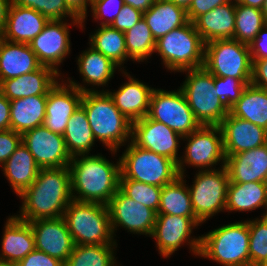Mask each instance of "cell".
I'll list each match as a JSON object with an SVG mask.
<instances>
[{"label":"cell","instance_id":"6da1fadb","mask_svg":"<svg viewBox=\"0 0 267 266\" xmlns=\"http://www.w3.org/2000/svg\"><path fill=\"white\" fill-rule=\"evenodd\" d=\"M19 197L22 206L15 216L23 221L62 217L73 200L69 168L40 169L35 181Z\"/></svg>","mask_w":267,"mask_h":266},{"label":"cell","instance_id":"7a4b0ae2","mask_svg":"<svg viewBox=\"0 0 267 266\" xmlns=\"http://www.w3.org/2000/svg\"><path fill=\"white\" fill-rule=\"evenodd\" d=\"M89 155L73 156L68 166L72 199L107 205L119 189L120 159L115 164L101 154Z\"/></svg>","mask_w":267,"mask_h":266},{"label":"cell","instance_id":"3957f363","mask_svg":"<svg viewBox=\"0 0 267 266\" xmlns=\"http://www.w3.org/2000/svg\"><path fill=\"white\" fill-rule=\"evenodd\" d=\"M84 108L95 140L116 154L131 141L132 122L122 114L106 91L83 92Z\"/></svg>","mask_w":267,"mask_h":266},{"label":"cell","instance_id":"277c9868","mask_svg":"<svg viewBox=\"0 0 267 266\" xmlns=\"http://www.w3.org/2000/svg\"><path fill=\"white\" fill-rule=\"evenodd\" d=\"M248 220L233 222L200 236L198 256L222 266H250Z\"/></svg>","mask_w":267,"mask_h":266},{"label":"cell","instance_id":"5b68a950","mask_svg":"<svg viewBox=\"0 0 267 266\" xmlns=\"http://www.w3.org/2000/svg\"><path fill=\"white\" fill-rule=\"evenodd\" d=\"M63 217L75 245H117L107 205L72 200Z\"/></svg>","mask_w":267,"mask_h":266},{"label":"cell","instance_id":"8992f818","mask_svg":"<svg viewBox=\"0 0 267 266\" xmlns=\"http://www.w3.org/2000/svg\"><path fill=\"white\" fill-rule=\"evenodd\" d=\"M204 47L193 22L173 29L156 41L155 53L171 72L203 67Z\"/></svg>","mask_w":267,"mask_h":266},{"label":"cell","instance_id":"52a82bcc","mask_svg":"<svg viewBox=\"0 0 267 266\" xmlns=\"http://www.w3.org/2000/svg\"><path fill=\"white\" fill-rule=\"evenodd\" d=\"M120 179L163 187L178 176L177 164L168 157L142 149L131 141L119 157Z\"/></svg>","mask_w":267,"mask_h":266},{"label":"cell","instance_id":"ba28073f","mask_svg":"<svg viewBox=\"0 0 267 266\" xmlns=\"http://www.w3.org/2000/svg\"><path fill=\"white\" fill-rule=\"evenodd\" d=\"M182 72L187 77L180 88L196 120L200 125L219 126L229 109L211 92L215 87L214 76L204 67Z\"/></svg>","mask_w":267,"mask_h":266},{"label":"cell","instance_id":"9c48e42d","mask_svg":"<svg viewBox=\"0 0 267 266\" xmlns=\"http://www.w3.org/2000/svg\"><path fill=\"white\" fill-rule=\"evenodd\" d=\"M203 67L213 76L240 79L251 83L252 60L249 45L234 39L205 43Z\"/></svg>","mask_w":267,"mask_h":266},{"label":"cell","instance_id":"30bf717a","mask_svg":"<svg viewBox=\"0 0 267 266\" xmlns=\"http://www.w3.org/2000/svg\"><path fill=\"white\" fill-rule=\"evenodd\" d=\"M229 174L226 166L211 170H198L193 184L188 185L195 216L204 223L226 210Z\"/></svg>","mask_w":267,"mask_h":266},{"label":"cell","instance_id":"8fae6325","mask_svg":"<svg viewBox=\"0 0 267 266\" xmlns=\"http://www.w3.org/2000/svg\"><path fill=\"white\" fill-rule=\"evenodd\" d=\"M182 140L188 143L185 145L183 157L181 156L177 164L179 176L185 175V165L195 166L199 170H211L215 169L213 166L219 162H221L220 167L226 164L222 131L219 126L201 125Z\"/></svg>","mask_w":267,"mask_h":266},{"label":"cell","instance_id":"7c38bea8","mask_svg":"<svg viewBox=\"0 0 267 266\" xmlns=\"http://www.w3.org/2000/svg\"><path fill=\"white\" fill-rule=\"evenodd\" d=\"M147 116L164 123L182 137L190 135L201 126L180 87L176 91L155 88Z\"/></svg>","mask_w":267,"mask_h":266},{"label":"cell","instance_id":"4fadbf2b","mask_svg":"<svg viewBox=\"0 0 267 266\" xmlns=\"http://www.w3.org/2000/svg\"><path fill=\"white\" fill-rule=\"evenodd\" d=\"M201 224L197 217L157 215L151 237L156 241L158 252L164 258L175 253L185 243L189 245L190 251L198 256L201 238L200 236L192 238L191 234L193 229Z\"/></svg>","mask_w":267,"mask_h":266},{"label":"cell","instance_id":"5bb4252c","mask_svg":"<svg viewBox=\"0 0 267 266\" xmlns=\"http://www.w3.org/2000/svg\"><path fill=\"white\" fill-rule=\"evenodd\" d=\"M71 24L64 20H49L42 32H40L29 44L43 66L53 68L59 72V65L70 54L69 26L78 25L81 28L82 19H72Z\"/></svg>","mask_w":267,"mask_h":266},{"label":"cell","instance_id":"9a60e30c","mask_svg":"<svg viewBox=\"0 0 267 266\" xmlns=\"http://www.w3.org/2000/svg\"><path fill=\"white\" fill-rule=\"evenodd\" d=\"M113 236L120 226L133 234L151 237L157 213L126 196L120 189L107 204Z\"/></svg>","mask_w":267,"mask_h":266},{"label":"cell","instance_id":"2e32d148","mask_svg":"<svg viewBox=\"0 0 267 266\" xmlns=\"http://www.w3.org/2000/svg\"><path fill=\"white\" fill-rule=\"evenodd\" d=\"M182 136L164 123L145 116L132 122L131 142L145 150L170 158L178 164V149Z\"/></svg>","mask_w":267,"mask_h":266},{"label":"cell","instance_id":"e0dca14e","mask_svg":"<svg viewBox=\"0 0 267 266\" xmlns=\"http://www.w3.org/2000/svg\"><path fill=\"white\" fill-rule=\"evenodd\" d=\"M22 143L33 155L40 169L68 167L72 159L63 136L53 133L44 125L25 132Z\"/></svg>","mask_w":267,"mask_h":266},{"label":"cell","instance_id":"ac0fdd59","mask_svg":"<svg viewBox=\"0 0 267 266\" xmlns=\"http://www.w3.org/2000/svg\"><path fill=\"white\" fill-rule=\"evenodd\" d=\"M28 223L33 230L35 249L65 264L75 243L64 217L37 219Z\"/></svg>","mask_w":267,"mask_h":266},{"label":"cell","instance_id":"d6986e66","mask_svg":"<svg viewBox=\"0 0 267 266\" xmlns=\"http://www.w3.org/2000/svg\"><path fill=\"white\" fill-rule=\"evenodd\" d=\"M63 80L48 92L43 122L47 129L60 135H63L69 118L80 107L83 96V92Z\"/></svg>","mask_w":267,"mask_h":266},{"label":"cell","instance_id":"ffe728a7","mask_svg":"<svg viewBox=\"0 0 267 266\" xmlns=\"http://www.w3.org/2000/svg\"><path fill=\"white\" fill-rule=\"evenodd\" d=\"M219 127L222 131L225 156L267 144V130L230 113L223 119Z\"/></svg>","mask_w":267,"mask_h":266},{"label":"cell","instance_id":"44dd1931","mask_svg":"<svg viewBox=\"0 0 267 266\" xmlns=\"http://www.w3.org/2000/svg\"><path fill=\"white\" fill-rule=\"evenodd\" d=\"M122 68L121 72L127 77L128 82L122 84L115 92L107 89L102 91H106L119 111L134 122L148 115L151 95L155 88L132 77L124 67Z\"/></svg>","mask_w":267,"mask_h":266},{"label":"cell","instance_id":"7402d4cb","mask_svg":"<svg viewBox=\"0 0 267 266\" xmlns=\"http://www.w3.org/2000/svg\"><path fill=\"white\" fill-rule=\"evenodd\" d=\"M61 76L53 68L41 66L39 69L21 76L3 80L0 92L10 101L37 95H48Z\"/></svg>","mask_w":267,"mask_h":266},{"label":"cell","instance_id":"603a6c76","mask_svg":"<svg viewBox=\"0 0 267 266\" xmlns=\"http://www.w3.org/2000/svg\"><path fill=\"white\" fill-rule=\"evenodd\" d=\"M77 59L78 70L85 84L78 83L76 80L74 81L69 77L65 81L69 85L79 89L81 92L100 91L96 88H94V90L93 88H88L84 85H92L91 87L98 86V88L99 86H107V83H109L108 81L114 77L116 69L120 68L111 59L104 56L101 52L96 51L91 46L83 51V53L81 52Z\"/></svg>","mask_w":267,"mask_h":266},{"label":"cell","instance_id":"cb8c5ba5","mask_svg":"<svg viewBox=\"0 0 267 266\" xmlns=\"http://www.w3.org/2000/svg\"><path fill=\"white\" fill-rule=\"evenodd\" d=\"M225 166L232 183L265 182L267 177V144L226 156Z\"/></svg>","mask_w":267,"mask_h":266},{"label":"cell","instance_id":"d4e9b609","mask_svg":"<svg viewBox=\"0 0 267 266\" xmlns=\"http://www.w3.org/2000/svg\"><path fill=\"white\" fill-rule=\"evenodd\" d=\"M49 19L32 8L10 5L1 38L14 43L30 44Z\"/></svg>","mask_w":267,"mask_h":266},{"label":"cell","instance_id":"484cf974","mask_svg":"<svg viewBox=\"0 0 267 266\" xmlns=\"http://www.w3.org/2000/svg\"><path fill=\"white\" fill-rule=\"evenodd\" d=\"M35 249L33 230L27 221L10 216L4 225L0 262L17 264Z\"/></svg>","mask_w":267,"mask_h":266},{"label":"cell","instance_id":"4316f807","mask_svg":"<svg viewBox=\"0 0 267 266\" xmlns=\"http://www.w3.org/2000/svg\"><path fill=\"white\" fill-rule=\"evenodd\" d=\"M41 66L29 44L14 43L0 37V83L33 72Z\"/></svg>","mask_w":267,"mask_h":266},{"label":"cell","instance_id":"83f0119b","mask_svg":"<svg viewBox=\"0 0 267 266\" xmlns=\"http://www.w3.org/2000/svg\"><path fill=\"white\" fill-rule=\"evenodd\" d=\"M236 0L218 6L199 16L193 23L204 43L233 39L235 30Z\"/></svg>","mask_w":267,"mask_h":266},{"label":"cell","instance_id":"f1b7e54d","mask_svg":"<svg viewBox=\"0 0 267 266\" xmlns=\"http://www.w3.org/2000/svg\"><path fill=\"white\" fill-rule=\"evenodd\" d=\"M2 169L17 196L32 185L40 171L35 158L23 143L2 165Z\"/></svg>","mask_w":267,"mask_h":266},{"label":"cell","instance_id":"f546056e","mask_svg":"<svg viewBox=\"0 0 267 266\" xmlns=\"http://www.w3.org/2000/svg\"><path fill=\"white\" fill-rule=\"evenodd\" d=\"M47 96L37 95L10 101V129L23 135L43 125Z\"/></svg>","mask_w":267,"mask_h":266},{"label":"cell","instance_id":"4dcf8cb0","mask_svg":"<svg viewBox=\"0 0 267 266\" xmlns=\"http://www.w3.org/2000/svg\"><path fill=\"white\" fill-rule=\"evenodd\" d=\"M143 18L156 41L173 29L188 22L186 10L169 0H156L143 13Z\"/></svg>","mask_w":267,"mask_h":266},{"label":"cell","instance_id":"1f68e13d","mask_svg":"<svg viewBox=\"0 0 267 266\" xmlns=\"http://www.w3.org/2000/svg\"><path fill=\"white\" fill-rule=\"evenodd\" d=\"M261 207L266 210L262 216H267V187L265 182H229L225 211L248 212Z\"/></svg>","mask_w":267,"mask_h":266},{"label":"cell","instance_id":"d6a6232c","mask_svg":"<svg viewBox=\"0 0 267 266\" xmlns=\"http://www.w3.org/2000/svg\"><path fill=\"white\" fill-rule=\"evenodd\" d=\"M229 113L267 130V90L248 84Z\"/></svg>","mask_w":267,"mask_h":266},{"label":"cell","instance_id":"836d02e7","mask_svg":"<svg viewBox=\"0 0 267 266\" xmlns=\"http://www.w3.org/2000/svg\"><path fill=\"white\" fill-rule=\"evenodd\" d=\"M62 136L65 140L66 149L71 157L89 154L93 149L96 140L88 122L86 112L81 105L69 118Z\"/></svg>","mask_w":267,"mask_h":266},{"label":"cell","instance_id":"e575fe53","mask_svg":"<svg viewBox=\"0 0 267 266\" xmlns=\"http://www.w3.org/2000/svg\"><path fill=\"white\" fill-rule=\"evenodd\" d=\"M185 177L178 176L172 183L162 187L157 215L196 217Z\"/></svg>","mask_w":267,"mask_h":266},{"label":"cell","instance_id":"d590c367","mask_svg":"<svg viewBox=\"0 0 267 266\" xmlns=\"http://www.w3.org/2000/svg\"><path fill=\"white\" fill-rule=\"evenodd\" d=\"M89 37V46L111 59L120 67L119 71H122L121 67L124 65L125 60L130 59L127 56L124 32L110 25L100 26Z\"/></svg>","mask_w":267,"mask_h":266},{"label":"cell","instance_id":"8d00e7d4","mask_svg":"<svg viewBox=\"0 0 267 266\" xmlns=\"http://www.w3.org/2000/svg\"><path fill=\"white\" fill-rule=\"evenodd\" d=\"M127 56L134 62L147 61L155 53L156 40L144 18L124 32Z\"/></svg>","mask_w":267,"mask_h":266},{"label":"cell","instance_id":"74e56055","mask_svg":"<svg viewBox=\"0 0 267 266\" xmlns=\"http://www.w3.org/2000/svg\"><path fill=\"white\" fill-rule=\"evenodd\" d=\"M117 245H75L64 266H114Z\"/></svg>","mask_w":267,"mask_h":266},{"label":"cell","instance_id":"f35d334b","mask_svg":"<svg viewBox=\"0 0 267 266\" xmlns=\"http://www.w3.org/2000/svg\"><path fill=\"white\" fill-rule=\"evenodd\" d=\"M234 40L250 45L260 30L267 24L258 8L245 6L236 1Z\"/></svg>","mask_w":267,"mask_h":266},{"label":"cell","instance_id":"ab89813d","mask_svg":"<svg viewBox=\"0 0 267 266\" xmlns=\"http://www.w3.org/2000/svg\"><path fill=\"white\" fill-rule=\"evenodd\" d=\"M250 266L267 264V216L248 220Z\"/></svg>","mask_w":267,"mask_h":266},{"label":"cell","instance_id":"60d3db41","mask_svg":"<svg viewBox=\"0 0 267 266\" xmlns=\"http://www.w3.org/2000/svg\"><path fill=\"white\" fill-rule=\"evenodd\" d=\"M119 189L126 196L157 213L162 187L130 179H119Z\"/></svg>","mask_w":267,"mask_h":266},{"label":"cell","instance_id":"b9f144b4","mask_svg":"<svg viewBox=\"0 0 267 266\" xmlns=\"http://www.w3.org/2000/svg\"><path fill=\"white\" fill-rule=\"evenodd\" d=\"M10 5L32 8L40 12L49 20H67L79 18L65 3L64 0H9Z\"/></svg>","mask_w":267,"mask_h":266},{"label":"cell","instance_id":"7bdbcfd3","mask_svg":"<svg viewBox=\"0 0 267 266\" xmlns=\"http://www.w3.org/2000/svg\"><path fill=\"white\" fill-rule=\"evenodd\" d=\"M248 84L250 83H243L240 79L214 76L215 87L211 92L229 109L241 97Z\"/></svg>","mask_w":267,"mask_h":266},{"label":"cell","instance_id":"ee69618b","mask_svg":"<svg viewBox=\"0 0 267 266\" xmlns=\"http://www.w3.org/2000/svg\"><path fill=\"white\" fill-rule=\"evenodd\" d=\"M124 5L123 0L91 1V12L94 21H100V26L111 25ZM110 15V16H109ZM96 19V20H95Z\"/></svg>","mask_w":267,"mask_h":266},{"label":"cell","instance_id":"f6af8a7d","mask_svg":"<svg viewBox=\"0 0 267 266\" xmlns=\"http://www.w3.org/2000/svg\"><path fill=\"white\" fill-rule=\"evenodd\" d=\"M142 18V11L134 9L130 5L124 4L119 14L110 26L121 32H125L136 25Z\"/></svg>","mask_w":267,"mask_h":266},{"label":"cell","instance_id":"bcb514c9","mask_svg":"<svg viewBox=\"0 0 267 266\" xmlns=\"http://www.w3.org/2000/svg\"><path fill=\"white\" fill-rule=\"evenodd\" d=\"M21 143V134L11 129L0 131V165L7 161Z\"/></svg>","mask_w":267,"mask_h":266},{"label":"cell","instance_id":"7dc6e473","mask_svg":"<svg viewBox=\"0 0 267 266\" xmlns=\"http://www.w3.org/2000/svg\"><path fill=\"white\" fill-rule=\"evenodd\" d=\"M230 1L231 0H192L186 10L188 21L194 22L202 14Z\"/></svg>","mask_w":267,"mask_h":266},{"label":"cell","instance_id":"c3c4849f","mask_svg":"<svg viewBox=\"0 0 267 266\" xmlns=\"http://www.w3.org/2000/svg\"><path fill=\"white\" fill-rule=\"evenodd\" d=\"M16 266H64V264L56 258L48 254L34 249L20 260Z\"/></svg>","mask_w":267,"mask_h":266},{"label":"cell","instance_id":"681fc988","mask_svg":"<svg viewBox=\"0 0 267 266\" xmlns=\"http://www.w3.org/2000/svg\"><path fill=\"white\" fill-rule=\"evenodd\" d=\"M249 48L251 60H261L267 58V24L250 43Z\"/></svg>","mask_w":267,"mask_h":266},{"label":"cell","instance_id":"f907efd6","mask_svg":"<svg viewBox=\"0 0 267 266\" xmlns=\"http://www.w3.org/2000/svg\"><path fill=\"white\" fill-rule=\"evenodd\" d=\"M251 84L267 90V58L252 60Z\"/></svg>","mask_w":267,"mask_h":266},{"label":"cell","instance_id":"816d5d0a","mask_svg":"<svg viewBox=\"0 0 267 266\" xmlns=\"http://www.w3.org/2000/svg\"><path fill=\"white\" fill-rule=\"evenodd\" d=\"M66 5L82 19L81 29H84V22L87 17L88 6H91V0H64Z\"/></svg>","mask_w":267,"mask_h":266},{"label":"cell","instance_id":"f5cc1de1","mask_svg":"<svg viewBox=\"0 0 267 266\" xmlns=\"http://www.w3.org/2000/svg\"><path fill=\"white\" fill-rule=\"evenodd\" d=\"M10 100L0 92V131L10 129Z\"/></svg>","mask_w":267,"mask_h":266},{"label":"cell","instance_id":"db71d44e","mask_svg":"<svg viewBox=\"0 0 267 266\" xmlns=\"http://www.w3.org/2000/svg\"><path fill=\"white\" fill-rule=\"evenodd\" d=\"M156 0H123L124 4L132 6L134 9L140 10L143 13L147 11Z\"/></svg>","mask_w":267,"mask_h":266},{"label":"cell","instance_id":"11a10c76","mask_svg":"<svg viewBox=\"0 0 267 266\" xmlns=\"http://www.w3.org/2000/svg\"><path fill=\"white\" fill-rule=\"evenodd\" d=\"M9 7V0H0V36L6 25Z\"/></svg>","mask_w":267,"mask_h":266},{"label":"cell","instance_id":"9f6ffc18","mask_svg":"<svg viewBox=\"0 0 267 266\" xmlns=\"http://www.w3.org/2000/svg\"><path fill=\"white\" fill-rule=\"evenodd\" d=\"M238 3L258 9H262L265 0H236Z\"/></svg>","mask_w":267,"mask_h":266},{"label":"cell","instance_id":"6f0895ef","mask_svg":"<svg viewBox=\"0 0 267 266\" xmlns=\"http://www.w3.org/2000/svg\"><path fill=\"white\" fill-rule=\"evenodd\" d=\"M169 1H172L175 5L180 6L185 10H187L192 0H169Z\"/></svg>","mask_w":267,"mask_h":266},{"label":"cell","instance_id":"680465c9","mask_svg":"<svg viewBox=\"0 0 267 266\" xmlns=\"http://www.w3.org/2000/svg\"><path fill=\"white\" fill-rule=\"evenodd\" d=\"M261 11L264 14V18L267 22V0L264 1V4H263Z\"/></svg>","mask_w":267,"mask_h":266},{"label":"cell","instance_id":"91938a15","mask_svg":"<svg viewBox=\"0 0 267 266\" xmlns=\"http://www.w3.org/2000/svg\"><path fill=\"white\" fill-rule=\"evenodd\" d=\"M0 266H16V264L0 262Z\"/></svg>","mask_w":267,"mask_h":266}]
</instances>
